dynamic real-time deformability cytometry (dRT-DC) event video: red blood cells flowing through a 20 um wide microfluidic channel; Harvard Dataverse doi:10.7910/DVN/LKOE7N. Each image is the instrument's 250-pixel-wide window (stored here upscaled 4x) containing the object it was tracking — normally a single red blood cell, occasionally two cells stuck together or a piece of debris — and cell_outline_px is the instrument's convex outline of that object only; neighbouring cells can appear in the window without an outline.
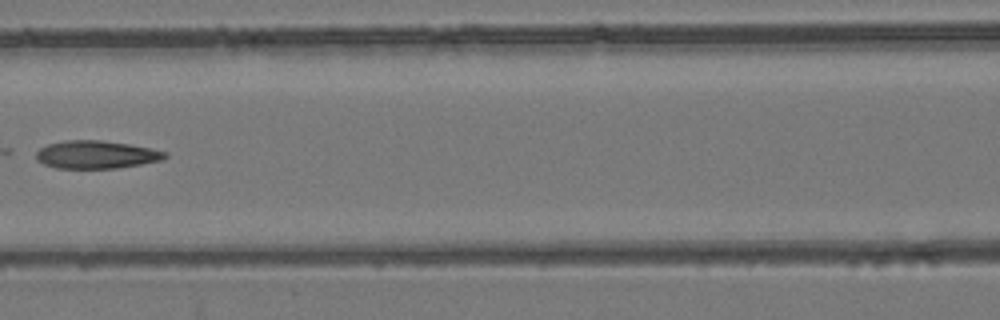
{"species": "common noctule bat (a hibernating species)", "species_latin": "Nyctalus noctula", "temperature_condition": "room temperature", "stored_images_in_passage": 6, "camera_frame_rate_fps": 3000, "um_per_image_px": 0.085, "animal": {"sex": "female", "body_mass_g": 24.6, "forearm_length_mm": 56.2}, "frame": {"image": 1, "passage_image": 6, "time_ms": 1.667, "image_size_px": [1000, 320], "cell_outline_px": [[168, 156], [164, 160], [116, 168], [56, 168], [44, 164], [36, 160], [36, 152], [40, 148], [48, 144], [64, 140], [100, 140], [128, 144], [152, 148], [168, 152]], "centroid_in_image_um": [8.2, 13.14], "position_along_channel_um": 158.4, "area_um2": 21.04}}